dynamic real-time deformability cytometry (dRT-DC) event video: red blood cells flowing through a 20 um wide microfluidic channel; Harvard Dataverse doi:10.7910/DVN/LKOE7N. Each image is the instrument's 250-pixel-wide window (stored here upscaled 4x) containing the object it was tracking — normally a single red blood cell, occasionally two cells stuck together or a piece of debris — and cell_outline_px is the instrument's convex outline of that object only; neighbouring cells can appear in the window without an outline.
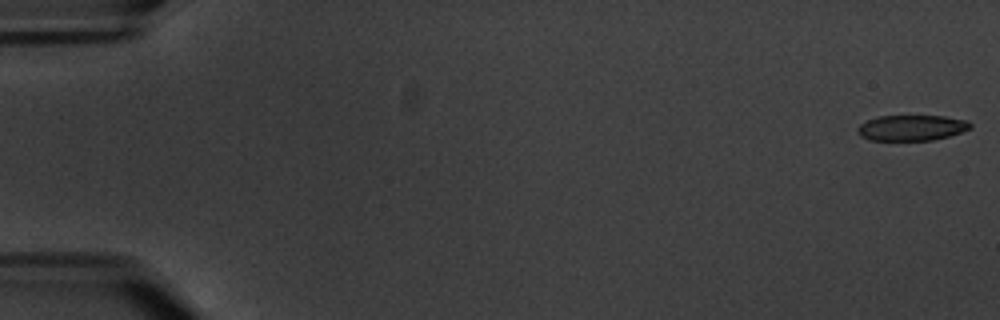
{"species": "common noctule bat (a hibernating species)", "species_latin": "Nyctalus noctula", "temperature_condition": "warm", "stored_images_in_passage": 6, "camera_frame_rate_fps": 3000, "um_per_image_px": 0.085, "animal": {"sex": "male", "body_mass_g": 20.1, "forearm_length_mm": 53.5}, "frame": {"image": 1, "passage_image": 1, "time_ms": 0.0, "image_size_px": [1000, 320], "cell_outline_px": [[972, 128], [948, 136], [932, 140], [868, 140], [860, 136], [856, 132], [856, 128], [860, 124], [868, 120], [880, 116], [944, 116], [968, 120], [972, 124]], "centroid_in_image_um": [77.48, 10.86], "position_along_channel_um": 7.5, "area_um2": 16.88}}
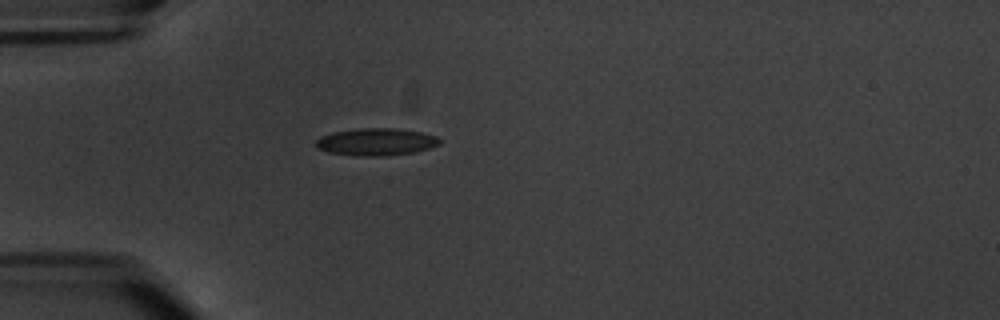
{"frame": {"image": 2, "passage_image": 5, "time_ms": 5.667, "image_size_px": [1000, 320], "cell_outline_px": [[440, 144], [416, 152], [388, 156], [356, 156], [328, 152], [316, 148], [316, 140], [320, 136], [332, 132], [360, 128], [396, 128], [420, 132], [436, 136], [440, 140]], "centroid_in_image_um": [31.95, 12.06], "position_along_channel_um": 53.1, "area_um2": 19.83}}